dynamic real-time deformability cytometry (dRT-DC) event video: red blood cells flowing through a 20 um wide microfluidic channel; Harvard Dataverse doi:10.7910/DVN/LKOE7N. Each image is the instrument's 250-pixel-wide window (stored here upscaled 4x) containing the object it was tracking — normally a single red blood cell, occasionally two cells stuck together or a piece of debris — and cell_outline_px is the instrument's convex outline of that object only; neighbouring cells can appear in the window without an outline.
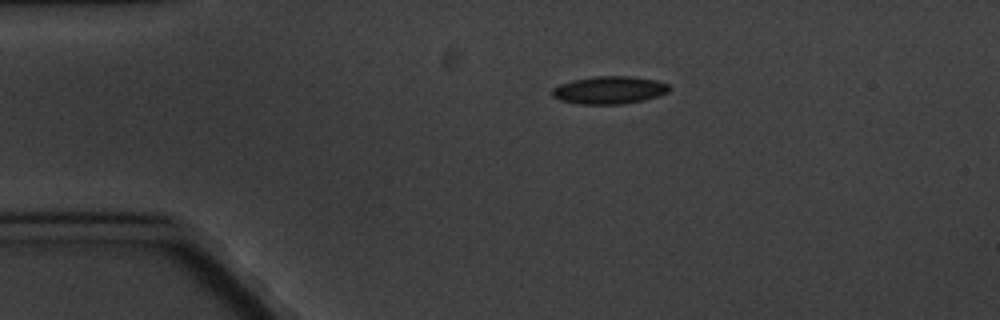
{"species": "common noctule bat (a hibernating species)", "species_latin": "Nyctalus noctula", "temperature_condition": "cold", "stored_images_in_passage": 4, "camera_frame_rate_fps": 3000, "um_per_image_px": 0.085, "animal": {"sex": "male", "body_mass_g": 20.1, "forearm_length_mm": 53.5}, "frame": {"image": 1, "passage_image": 1, "time_ms": 0.0, "image_size_px": [1000, 320], "cell_outline_px": [[672, 88], [668, 92], [644, 100], [624, 104], [576, 104], [560, 100], [552, 96], [552, 88], [560, 84], [572, 80], [596, 76], [628, 76], [656, 80], [668, 84]], "centroid_in_image_um": [51.78, 7.66], "position_along_channel_um": 33.2, "area_um2": 18.96}}
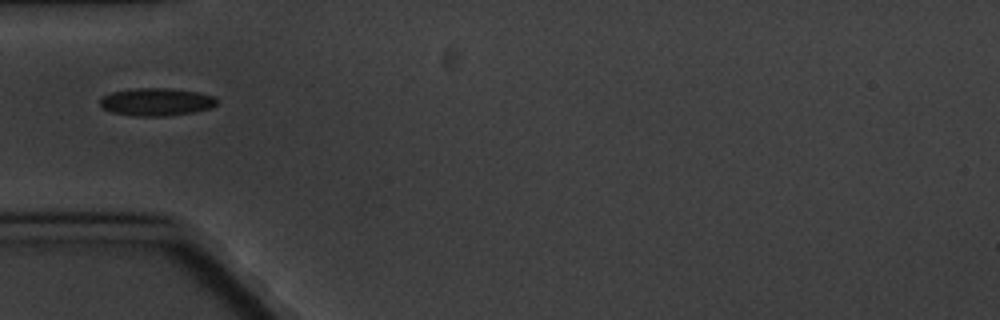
{"frame": {"image": 2, "passage_image": 3, "time_ms": 2.333, "image_size_px": [1000, 320], "cell_outline_px": [[216, 104], [212, 108], [192, 112], [164, 116], [132, 116], [112, 112], [104, 108], [100, 104], [100, 100], [104, 96], [112, 92], [132, 88], [172, 88], [200, 92], [212, 96], [216, 100]], "centroid_in_image_um": [13.3, 8.65], "position_along_channel_um": 71.7, "area_um2": 18.84}}